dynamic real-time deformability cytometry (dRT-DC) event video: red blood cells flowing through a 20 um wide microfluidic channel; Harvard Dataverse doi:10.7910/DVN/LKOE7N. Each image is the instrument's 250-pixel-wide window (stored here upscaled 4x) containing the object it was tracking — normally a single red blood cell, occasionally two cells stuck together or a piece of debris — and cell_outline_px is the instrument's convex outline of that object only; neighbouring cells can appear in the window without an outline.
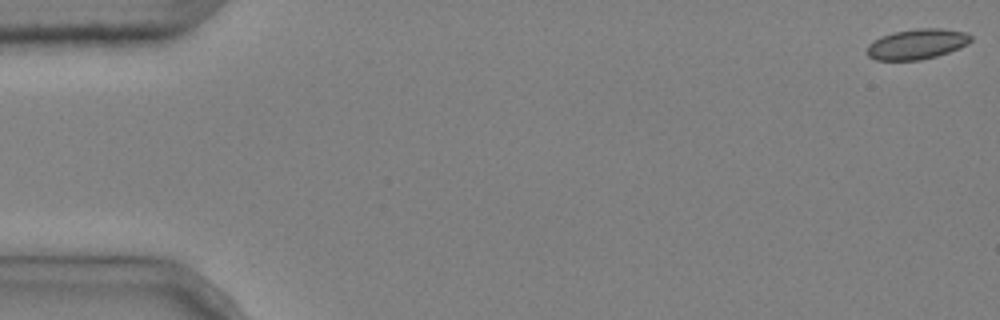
{"species": "common noctule bat (a hibernating species)", "species_latin": "Nyctalus noctula", "temperature_condition": "cold", "stored_images_in_passage": 5, "camera_frame_rate_fps": 3000, "um_per_image_px": 0.085, "animal": {"sex": "male", "body_mass_g": 20.4}, "frame": {"image": 1, "passage_image": 1, "time_ms": 0.0, "image_size_px": [1000, 320], "cell_outline_px": [[972, 40], [968, 44], [960, 48], [936, 56], [920, 60], [876, 60], [868, 56], [868, 44], [880, 36], [892, 32], [916, 28], [940, 28], [968, 32], [972, 36]], "centroid_in_image_um": [77.97, 3.73], "position_along_channel_um": 7.0, "area_um2": 18.5}}
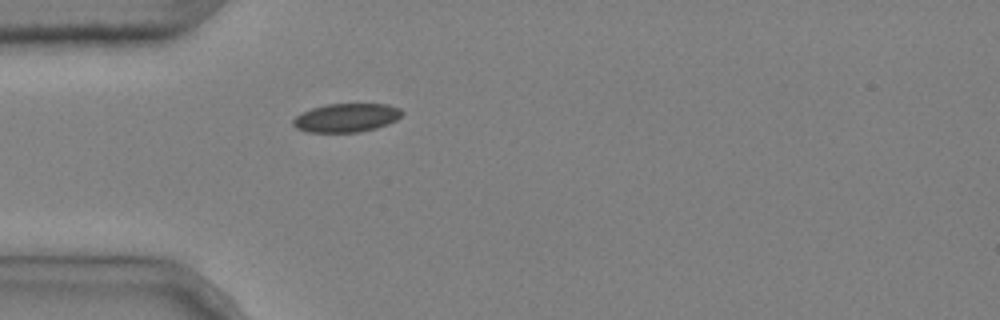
{"frame": {"image": 2, "passage_image": 5, "time_ms": 1.333, "image_size_px": [1000, 320], "cell_outline_px": [[404, 112], [396, 120], [388, 124], [376, 128], [360, 132], [308, 132], [296, 128], [292, 124], [292, 120], [300, 112], [312, 108], [328, 104], [388, 104], [400, 108]], "centroid_in_image_um": [29.43, 10.01], "position_along_channel_um": 55.6, "area_um2": 18.26}}